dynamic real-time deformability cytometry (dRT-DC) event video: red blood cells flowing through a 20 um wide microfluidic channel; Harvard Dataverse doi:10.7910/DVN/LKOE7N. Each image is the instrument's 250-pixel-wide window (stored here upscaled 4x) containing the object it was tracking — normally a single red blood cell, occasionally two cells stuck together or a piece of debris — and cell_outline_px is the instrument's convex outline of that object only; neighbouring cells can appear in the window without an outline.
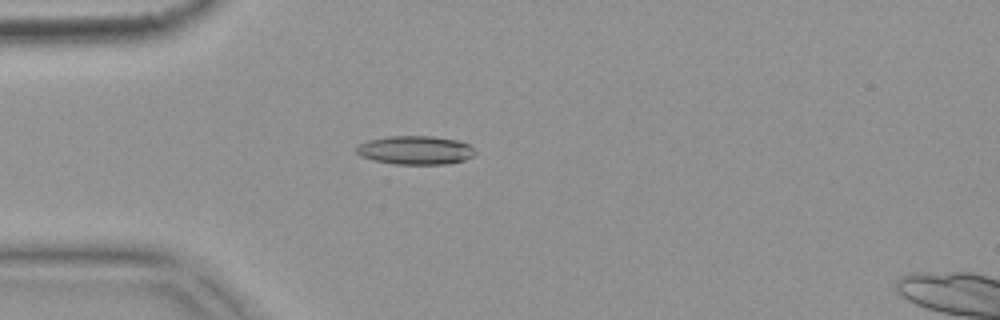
{"species": "common noctule bat (a hibernating species)", "species_latin": "Nyctalus noctula", "temperature_condition": "warm", "stored_images_in_passage": 3, "camera_frame_rate_fps": 3000, "um_per_image_px": 0.085, "animal": {"sex": "female", "body_mass_g": 18.4}, "frame": {"image": 1, "passage_image": 3, "time_ms": 0.667, "image_size_px": [1000, 320], "cell_outline_px": [[476, 152], [472, 156], [464, 160], [444, 164], [396, 164], [372, 160], [360, 156], [356, 152], [356, 148], [360, 144], [368, 140], [388, 136], [432, 136], [460, 140], [468, 144]], "centroid_in_image_um": [35.3, 12.76], "position_along_channel_um": 49.7, "area_um2": 19.83}}